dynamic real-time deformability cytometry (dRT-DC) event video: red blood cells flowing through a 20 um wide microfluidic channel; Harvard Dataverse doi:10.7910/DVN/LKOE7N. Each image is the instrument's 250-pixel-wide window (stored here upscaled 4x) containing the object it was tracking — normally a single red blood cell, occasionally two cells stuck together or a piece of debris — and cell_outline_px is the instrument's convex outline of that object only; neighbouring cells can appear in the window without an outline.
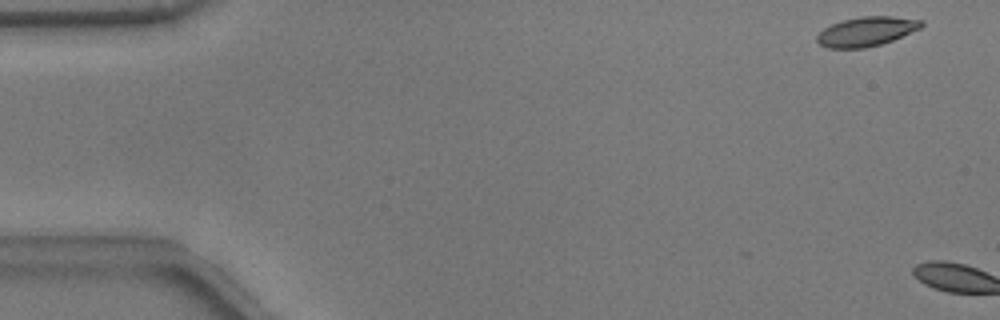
{"species": "common noctule bat (a hibernating species)", "species_latin": "Nyctalus noctula", "temperature_condition": "warm", "stored_images_in_passage": 4, "camera_frame_rate_fps": 3000, "um_per_image_px": 0.085, "animal": {"sex": "male", "body_mass_g": 17.9}, "frame": {"image": 1, "passage_image": 2, "time_ms": 0.333, "image_size_px": [1000, 320], "cell_outline_px": [[924, 24], [920, 28], [892, 40], [880, 44], [864, 48], [828, 48], [820, 44], [816, 40], [816, 36], [824, 28], [832, 24], [844, 20], [860, 16], [892, 16], [924, 20]], "centroid_in_image_um": [73.65, 2.67], "position_along_channel_um": 11.4, "area_um2": 17.74}}